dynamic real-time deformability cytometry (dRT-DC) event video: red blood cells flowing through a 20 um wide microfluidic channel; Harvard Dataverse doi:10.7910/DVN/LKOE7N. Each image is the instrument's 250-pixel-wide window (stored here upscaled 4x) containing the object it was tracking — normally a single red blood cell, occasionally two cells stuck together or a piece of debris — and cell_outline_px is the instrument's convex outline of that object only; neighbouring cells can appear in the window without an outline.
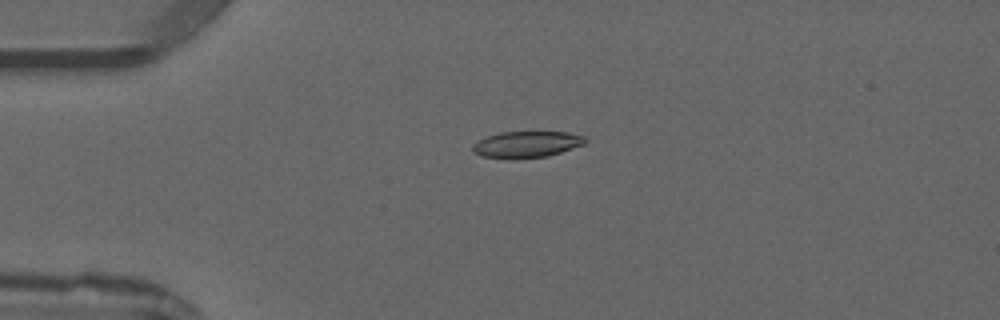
{"species": "common noctule bat (a hibernating species)", "species_latin": "Nyctalus noctula", "temperature_condition": "warm", "stored_images_in_passage": 4, "camera_frame_rate_fps": 3000, "um_per_image_px": 0.085, "animal": {"sex": "male", "forearm_length_mm": 52.5}, "frame": {"image": 1, "passage_image": 3, "time_ms": 3.0, "image_size_px": [1000, 320], "cell_outline_px": [[588, 140], [584, 144], [548, 156], [480, 156], [472, 152], [472, 144], [488, 136], [500, 132], [568, 132], [584, 136]], "centroid_in_image_um": [44.8, 12.23], "position_along_channel_um": 40.2, "area_um2": 16.53}}
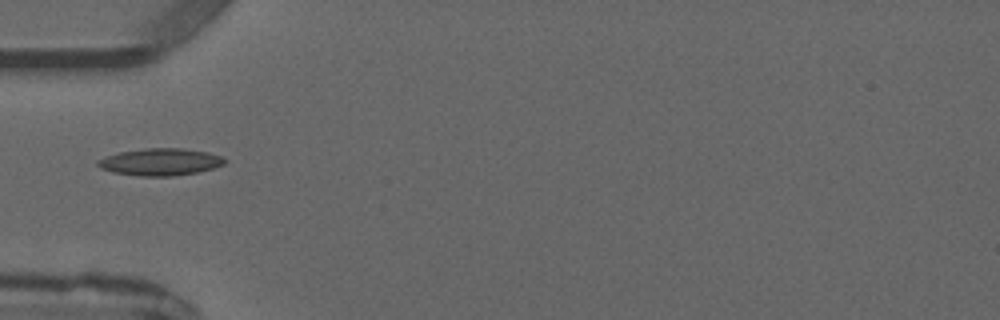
{"frame": {"image": 2, "passage_image": 4, "time_ms": 4.333, "image_size_px": [1000, 320], "cell_outline_px": [[228, 160], [224, 164], [212, 168], [196, 172], [172, 176], [140, 176], [112, 172], [100, 168], [96, 164], [96, 160], [120, 152], [144, 148], [180, 148], [208, 152], [224, 156]], "centroid_in_image_um": [13.64, 13.76], "position_along_channel_um": 71.4, "area_um2": 20.06}}